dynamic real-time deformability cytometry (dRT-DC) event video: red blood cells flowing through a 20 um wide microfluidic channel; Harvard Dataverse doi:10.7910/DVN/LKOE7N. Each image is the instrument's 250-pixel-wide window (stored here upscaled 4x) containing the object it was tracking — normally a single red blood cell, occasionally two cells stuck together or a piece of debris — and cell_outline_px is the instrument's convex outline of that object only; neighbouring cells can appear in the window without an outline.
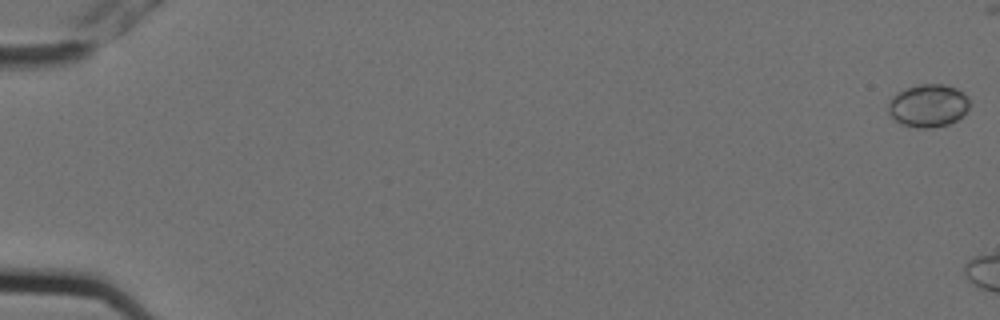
{"species": "Egyptian fruit bat (a non-hibernating species)", "species_latin": "Rousettus aegyptiacus", "temperature_condition": "cold", "stored_images_in_passage": 3, "camera_frame_rate_fps": 3000, "um_per_image_px": 0.085, "animal": {"sex": "female"}, "frame": {"image": 1, "passage_image": 1, "time_ms": 0.0, "image_size_px": [1000, 320], "cell_outline_px": [[968, 108], [956, 120], [948, 124], [932, 128], [916, 128], [900, 124], [888, 112], [888, 104], [900, 92], [908, 88], [920, 84], [944, 84], [956, 88], [968, 96]], "centroid_in_image_um": [78.91, 8.99], "position_along_channel_um": 6.1, "area_um2": 19.94}}